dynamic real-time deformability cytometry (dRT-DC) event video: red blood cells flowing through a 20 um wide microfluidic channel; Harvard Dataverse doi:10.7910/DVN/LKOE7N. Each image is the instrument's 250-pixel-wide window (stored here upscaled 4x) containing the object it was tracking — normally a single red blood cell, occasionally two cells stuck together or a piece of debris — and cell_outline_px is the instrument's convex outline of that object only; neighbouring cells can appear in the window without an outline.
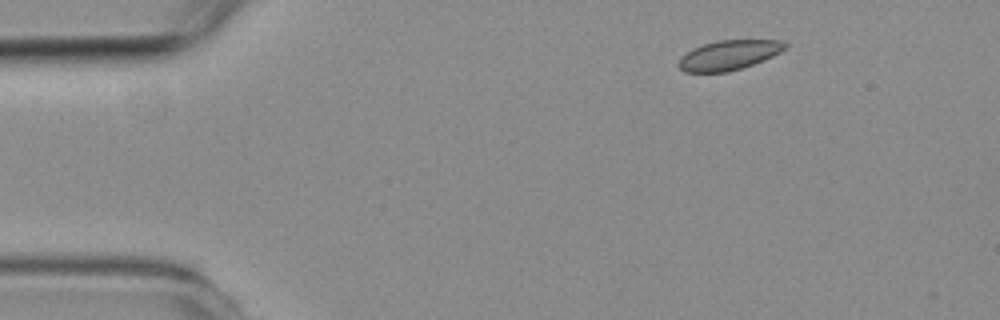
{"species": "common noctule bat (a hibernating species)", "species_latin": "Nyctalus noctula", "temperature_condition": "room temperature", "stored_images_in_passage": 4, "camera_frame_rate_fps": 3000, "um_per_image_px": 0.085, "animal": {"sex": "female", "body_mass_g": 19.3, "forearm_length_mm": 54.1}, "frame": {"image": 1, "passage_image": 1, "time_ms": 0.0, "image_size_px": [1000, 320], "cell_outline_px": [[788, 48], [764, 60], [728, 72], [684, 72], [680, 68], [680, 60], [692, 48], [716, 40], [780, 40], [788, 44]], "centroid_in_image_um": [62.0, 4.67], "position_along_channel_um": 23.0, "area_um2": 18.21}}
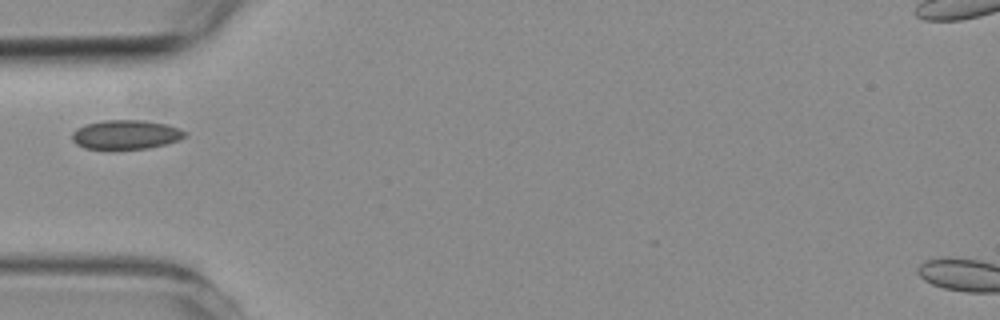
{"frame": {"image": 2, "passage_image": 4, "time_ms": 3.333, "image_size_px": [1000, 320], "cell_outline_px": [[188, 132], [184, 136], [176, 140], [164, 144], [148, 148], [84, 148], [76, 144], [72, 140], [72, 132], [76, 128], [84, 124], [104, 120], [140, 120], [168, 124], [180, 128]], "centroid_in_image_um": [10.67, 11.42], "position_along_channel_um": 74.3, "area_um2": 19.02}}